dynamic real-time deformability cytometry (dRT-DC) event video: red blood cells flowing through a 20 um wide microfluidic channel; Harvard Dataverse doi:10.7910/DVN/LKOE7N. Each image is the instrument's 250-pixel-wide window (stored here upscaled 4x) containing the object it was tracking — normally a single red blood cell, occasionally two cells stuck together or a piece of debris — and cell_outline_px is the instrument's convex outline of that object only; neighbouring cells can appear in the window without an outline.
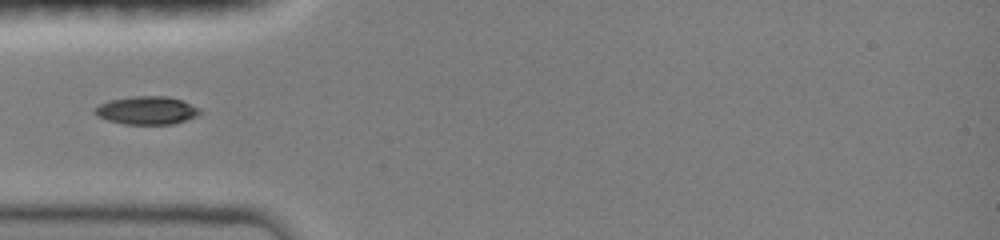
{"species": "common noctule bat (a hibernating species)", "species_latin": "Nyctalus noctula", "temperature_condition": "room temperature", "stored_images_in_passage": 33, "camera_frame_rate_fps": 3000, "um_per_image_px": 0.085, "animal": {"sex": "female", "body_mass_g": 19.0, "forearm_length_mm": 51.5}, "frame": {"image": 1, "passage_image": 1, "time_ms": 0.0, "image_size_px": [1000, 240], "cell_outline_px": [[204, 112], [196, 116], [172, 124], [124, 124], [108, 120], [96, 116], [92, 112], [100, 104], [108, 100], [132, 96], [164, 96], [180, 100], [200, 108]], "centroid_in_image_um": [12.45, 9.38], "position_along_channel_um": 72.5, "area_um2": 17.17}}
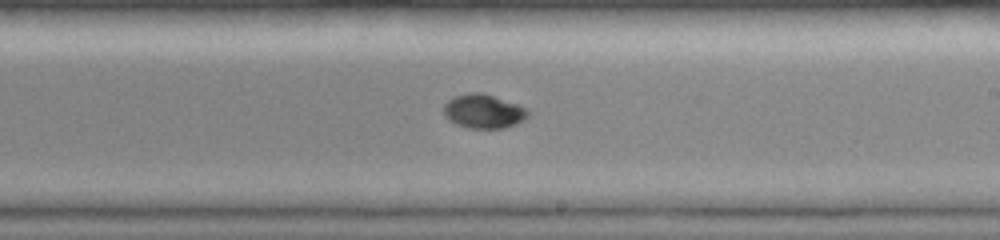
{"frame": {"image": 2, "passage_image": 14, "time_ms": 4.333, "image_size_px": [1000, 240], "cell_outline_px": [[528, 116], [516, 124], [504, 128], [468, 128], [456, 124], [448, 120], [444, 112], [444, 104], [448, 100], [456, 96], [468, 92], [480, 92], [516, 104], [524, 108], [528, 112]], "centroid_in_image_um": [41.06, 9.47], "position_along_channel_um": 247.9, "area_um2": 16.42}}
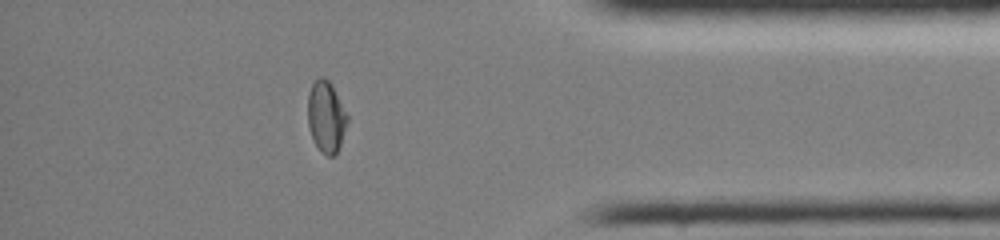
{"frame": {"image": 3, "passage_image": 27, "time_ms": 8.667, "image_size_px": [1000, 240], "cell_outline_px": [[348, 120], [340, 144], [336, 152], [332, 156], [328, 156], [320, 152], [312, 136], [308, 124], [308, 92], [312, 84], [320, 76], [324, 76], [332, 84], [348, 116]], "centroid_in_image_um": [27.71, 9.89], "position_along_channel_um": 407.5, "area_um2": 16.3}}